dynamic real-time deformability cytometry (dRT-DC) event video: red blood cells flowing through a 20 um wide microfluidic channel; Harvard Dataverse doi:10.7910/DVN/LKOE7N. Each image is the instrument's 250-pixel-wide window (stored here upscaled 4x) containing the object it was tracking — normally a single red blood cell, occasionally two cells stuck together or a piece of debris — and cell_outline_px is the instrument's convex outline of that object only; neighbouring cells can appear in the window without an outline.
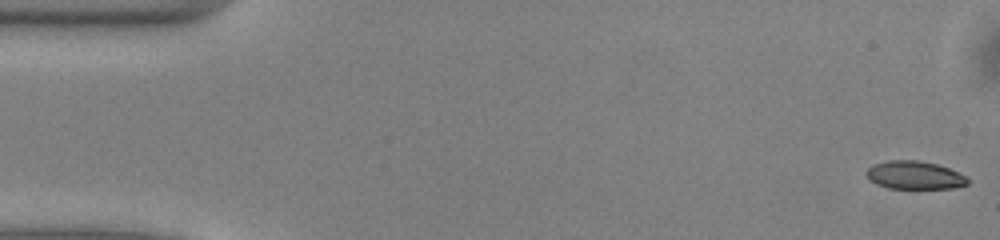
{"species": "common noctule bat (a hibernating species)", "species_latin": "Nyctalus noctula", "temperature_condition": "warm", "stored_images_in_passage": 50, "camera_frame_rate_fps": 3000, "um_per_image_px": 0.085, "animal": {"sex": "male", "body_mass_g": 13.0, "forearm_length_mm": 53.1}, "frame": {"image": 1, "passage_image": 1, "time_ms": 0.0, "image_size_px": [1000, 240], "cell_outline_px": [[968, 184], [952, 188], [888, 188], [876, 184], [868, 180], [864, 172], [872, 164], [888, 160], [916, 160], [936, 164], [948, 168], [968, 176]], "centroid_in_image_um": [77.69, 14.88], "position_along_channel_um": 7.3, "area_um2": 16.7}}
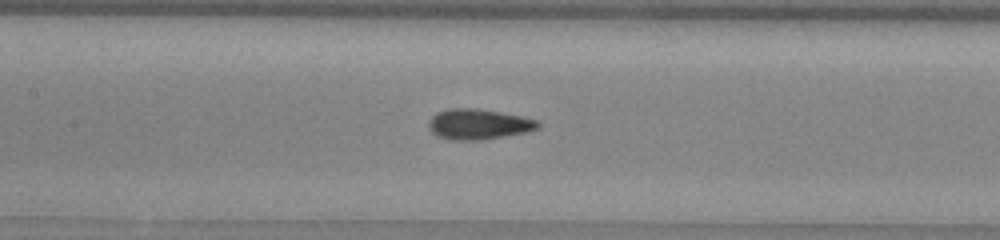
{"frame": {"image": 2, "passage_image": 23, "time_ms": 7.333, "image_size_px": [1000, 240], "cell_outline_px": [[540, 128], [528, 132], [480, 140], [452, 140], [436, 136], [432, 132], [428, 124], [428, 120], [436, 112], [448, 108], [476, 108], [524, 116], [540, 120]], "centroid_in_image_um": [40.7, 10.55], "position_along_channel_um": 166.7, "area_um2": 19.71}}
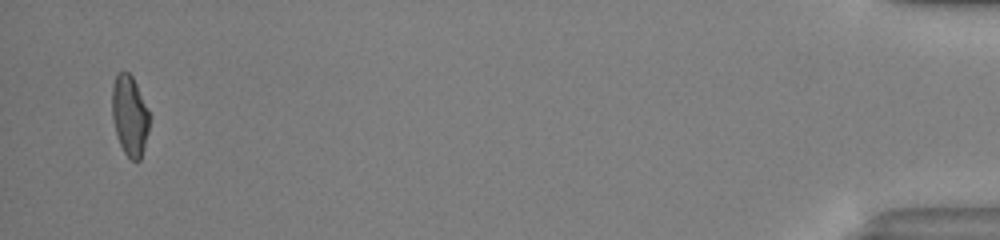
{"frame": {"image": 3, "passage_image": 49, "time_ms": 16.0, "image_size_px": [1000, 240], "cell_outline_px": [[148, 132], [144, 148], [140, 160], [136, 164], [124, 152], [120, 144], [112, 120], [112, 84], [116, 76], [120, 72], [128, 72], [132, 76], [136, 84], [148, 112]], "centroid_in_image_um": [11.0, 9.86], "position_along_channel_um": 424.2, "area_um2": 17.22}, "authors_computed_cell_mechanics": {"area_um2": 17.9469, "velocity_mm_per_s": 4.0514, "shape_relaxation_time_tau1_ms": 7.569, "shape_relaxation_time_tau2_ms": 1.2667, "deformation_change_tau1": 0.1833, "deformation_change_tau2": 0.0748}}